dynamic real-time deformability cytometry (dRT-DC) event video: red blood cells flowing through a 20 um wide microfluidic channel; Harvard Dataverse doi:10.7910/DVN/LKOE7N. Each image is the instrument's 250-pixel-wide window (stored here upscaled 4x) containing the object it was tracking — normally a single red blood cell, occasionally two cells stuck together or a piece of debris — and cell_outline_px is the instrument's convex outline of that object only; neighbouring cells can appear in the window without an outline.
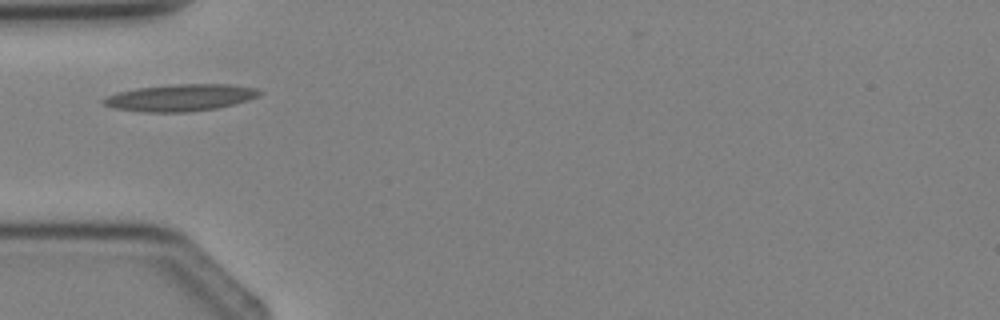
{"species": "Egyptian fruit bat (a non-hibernating species)", "species_latin": "Rousettus aegyptiacus", "temperature_condition": "cold", "stored_images_in_passage": 3, "camera_frame_rate_fps": 3000, "um_per_image_px": 0.085, "animal": {"sex": "female"}, "frame": {"image": 1, "passage_image": 3, "time_ms": 3.333, "image_size_px": [1000, 320], "cell_outline_px": [[264, 92], [260, 96], [236, 104], [216, 108], [188, 112], [140, 112], [112, 108], [104, 104], [100, 100], [108, 96], [120, 92], [136, 88], [176, 84], [228, 84], [256, 88]], "centroid_in_image_um": [15.36, 8.3], "position_along_channel_um": 69.6, "area_um2": 24.57}}